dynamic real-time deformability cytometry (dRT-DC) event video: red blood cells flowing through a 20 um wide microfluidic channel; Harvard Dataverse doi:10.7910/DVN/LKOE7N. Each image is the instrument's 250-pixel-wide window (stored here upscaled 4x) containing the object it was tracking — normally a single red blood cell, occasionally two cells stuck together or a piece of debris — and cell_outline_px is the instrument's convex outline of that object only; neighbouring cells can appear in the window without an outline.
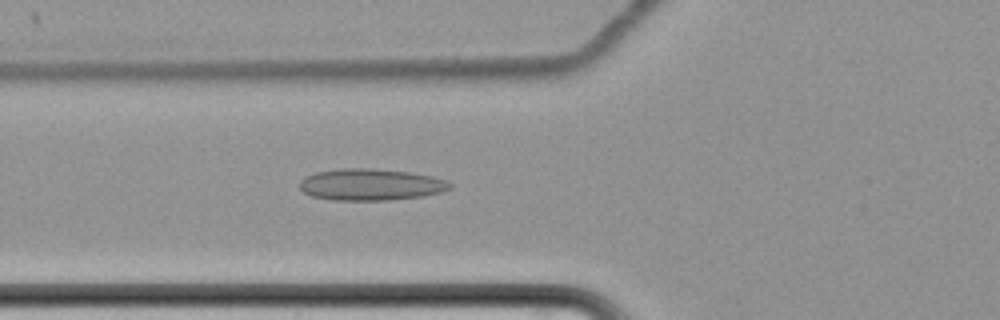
{"species": "common noctule bat (a hibernating species)", "species_latin": "Nyctalus noctula", "temperature_condition": "cold", "stored_images_in_passage": 42, "camera_frame_rate_fps": 3000, "um_per_image_px": 0.085, "animal": {"sex": "female", "body_mass_g": 22.7, "forearm_length_mm": 54.2}, "frame": {"image": 1, "passage_image": 5, "time_ms": 1.333, "image_size_px": [1000, 320], "cell_outline_px": [[452, 188], [440, 192], [424, 196], [388, 200], [332, 200], [312, 196], [304, 192], [300, 188], [300, 180], [304, 176], [316, 172], [336, 168], [372, 168], [408, 172], [432, 176], [448, 180], [452, 184]], "centroid_in_image_um": [31.51, 15.68], "position_along_channel_um": 94.3, "area_um2": 27.92}}
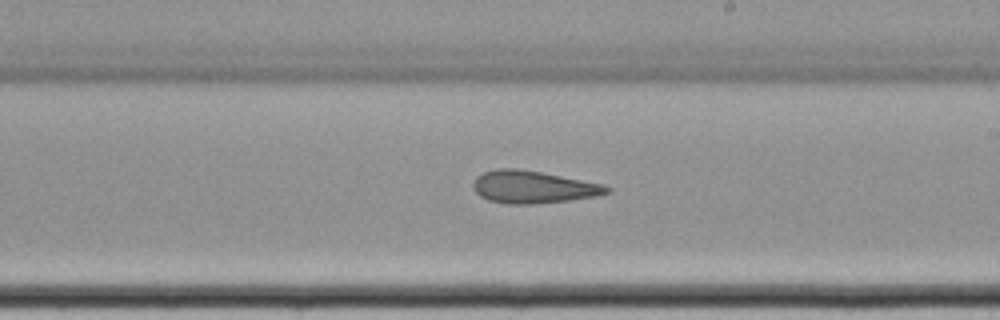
{"frame": {"image": 2, "passage_image": 18, "time_ms": 5.667, "image_size_px": [1000, 320], "cell_outline_px": [[612, 192], [596, 196], [568, 200], [532, 204], [508, 204], [488, 200], [480, 196], [472, 188], [472, 184], [476, 176], [484, 172], [496, 168], [516, 168], [540, 172], [604, 184], [612, 188]], "centroid_in_image_um": [45.3, 15.89], "position_along_channel_um": 243.7, "area_um2": 25.32}}
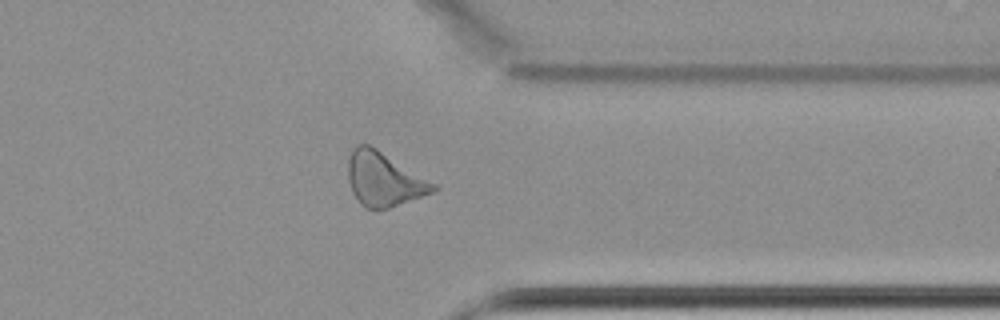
{"frame": {"image": 3, "passage_image": 30, "time_ms": 9.667, "image_size_px": [1000, 320], "cell_outline_px": [[440, 188], [436, 192], [376, 212], [364, 208], [360, 204], [352, 192], [348, 180], [348, 160], [352, 148], [356, 144], [368, 144], [376, 148], [436, 184]], "centroid_in_image_um": [32.62, 15.27], "position_along_channel_um": 378.8, "area_um2": 27.11}, "authors_computed_cell_mechanics": {"area_um2": 25.7788, "velocity_mm_per_s": 3.4457, "shape_relaxation_time_tau1_ms": null, "shape_relaxation_time_tau2_ms": 6.5349, "deformation_change_tau1": null, "deformation_change_tau2": 0.157}}